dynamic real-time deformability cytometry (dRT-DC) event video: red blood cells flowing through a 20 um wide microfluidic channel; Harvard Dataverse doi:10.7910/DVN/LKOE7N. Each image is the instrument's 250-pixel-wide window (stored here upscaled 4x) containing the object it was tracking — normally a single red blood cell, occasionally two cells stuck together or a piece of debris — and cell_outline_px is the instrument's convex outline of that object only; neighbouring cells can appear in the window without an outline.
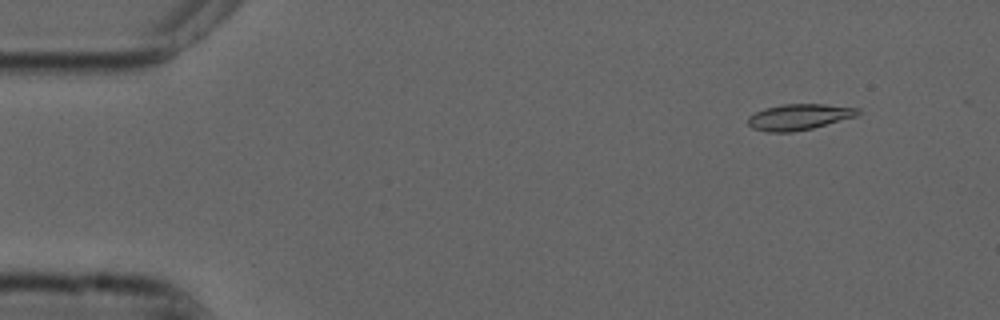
{"species": "common noctule bat (a hibernating species)", "species_latin": "Nyctalus noctula", "temperature_condition": "cold", "stored_images_in_passage": 49, "camera_frame_rate_fps": 3000, "um_per_image_px": 0.085, "animal": {"sex": "male", "forearm_length_mm": 52.5}, "frame": {"image": 1, "passage_image": 5, "time_ms": 1.333, "image_size_px": [1000, 320], "cell_outline_px": [[860, 112], [856, 116], [812, 128], [792, 132], [768, 132], [752, 128], [748, 124], [748, 116], [764, 108], [784, 104], [824, 104], [860, 108]], "centroid_in_image_um": [67.9, 9.93], "position_along_channel_um": 17.1, "area_um2": 16.53}}
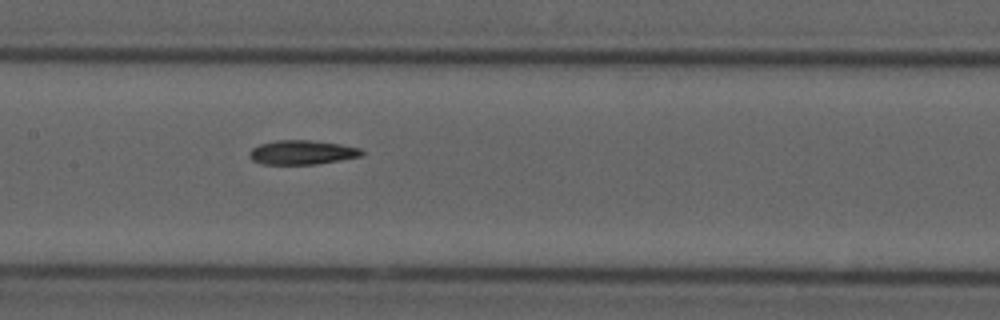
{"frame": {"image": 2, "passage_image": 26, "time_ms": 8.333, "image_size_px": [1000, 320], "cell_outline_px": [[364, 156], [316, 164], [264, 164], [252, 160], [248, 156], [248, 152], [252, 148], [260, 144], [276, 140], [308, 140], [340, 144], [360, 148], [364, 152]], "centroid_in_image_um": [25.67, 12.95], "position_along_channel_um": 181.7, "area_um2": 15.9}}
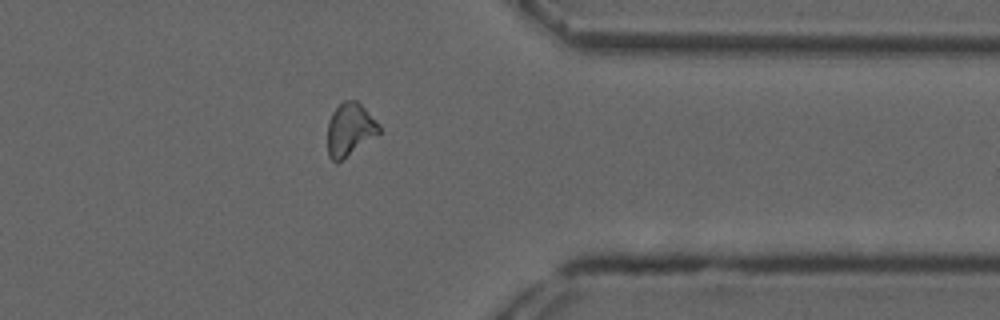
{"frame": {"image": 3, "passage_image": 43, "time_ms": 14.0, "image_size_px": [1000, 320], "cell_outline_px": [[380, 132], [336, 164], [328, 156], [328, 120], [332, 112], [344, 100], [356, 100], [380, 124]], "centroid_in_image_um": [29.71, 11.0], "position_along_channel_um": 381.7, "area_um2": 15.66}, "authors_computed_cell_mechanics": {"area_um2": 15.8372, "velocity_mm_per_s": 3.731, "shape_relaxation_time_tau1_ms": 8.2457, "shape_relaxation_time_tau2_ms": 4.8901, "deformation_change_tau1": 0.1966, "deformation_change_tau2": 0.1162}}